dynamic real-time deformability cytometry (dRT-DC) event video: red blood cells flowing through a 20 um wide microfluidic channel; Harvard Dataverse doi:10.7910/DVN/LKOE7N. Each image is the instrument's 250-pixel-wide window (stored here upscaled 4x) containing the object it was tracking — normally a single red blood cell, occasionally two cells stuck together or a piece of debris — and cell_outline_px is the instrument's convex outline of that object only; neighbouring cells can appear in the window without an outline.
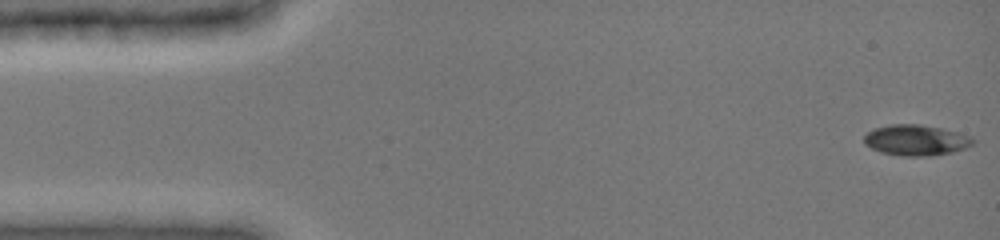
{"species": "common noctule bat (a hibernating species)", "species_latin": "Nyctalus noctula", "temperature_condition": "cold", "stored_images_in_passage": 48, "camera_frame_rate_fps": 3000, "um_per_image_px": 0.085, "animal": {"sex": "female", "body_mass_g": 19.0, "forearm_length_mm": 51.5}, "frame": {"image": 1, "passage_image": 1, "time_ms": 0.0, "image_size_px": [1000, 240], "cell_outline_px": [[976, 140], [968, 148], [952, 152], [932, 156], [900, 156], [880, 152], [864, 144], [864, 136], [868, 132], [876, 128], [892, 124], [920, 124], [940, 128], [972, 136]], "centroid_in_image_um": [77.88, 11.92], "position_along_channel_um": 7.1, "area_um2": 19.59}}
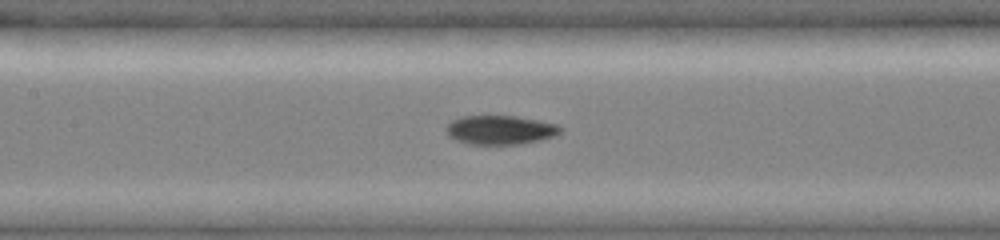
{"frame": {"image": 2, "passage_image": 22, "time_ms": 7.0, "image_size_px": [1000, 240], "cell_outline_px": [[560, 132], [556, 136], [540, 140], [520, 144], [468, 144], [456, 140], [448, 136], [448, 124], [452, 120], [460, 116], [516, 116], [556, 124], [560, 128]], "centroid_in_image_um": [42.51, 11.05], "position_along_channel_um": 164.9, "area_um2": 19.13}}
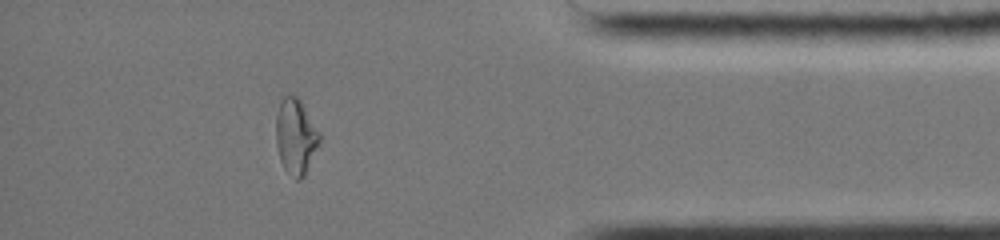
{"frame": {"image": 3, "passage_image": 42, "time_ms": 13.667, "image_size_px": [1000, 240], "cell_outline_px": [[324, 136], [304, 176], [300, 180], [296, 180], [284, 168], [280, 160], [276, 144], [276, 116], [280, 100], [284, 96], [296, 96], [300, 100]], "centroid_in_image_um": [25.17, 11.6], "position_along_channel_um": 410.0, "area_um2": 19.54}, "authors_computed_cell_mechanics": {"area_um2": 19.1318, "velocity_mm_per_s": 3.9788, "shape_relaxation_time_tau1_ms": 7.3956, "shape_relaxation_time_tau2_ms": 1.9563, "deformation_change_tau1": 0.2638, "deformation_change_tau2": 0.0656}}